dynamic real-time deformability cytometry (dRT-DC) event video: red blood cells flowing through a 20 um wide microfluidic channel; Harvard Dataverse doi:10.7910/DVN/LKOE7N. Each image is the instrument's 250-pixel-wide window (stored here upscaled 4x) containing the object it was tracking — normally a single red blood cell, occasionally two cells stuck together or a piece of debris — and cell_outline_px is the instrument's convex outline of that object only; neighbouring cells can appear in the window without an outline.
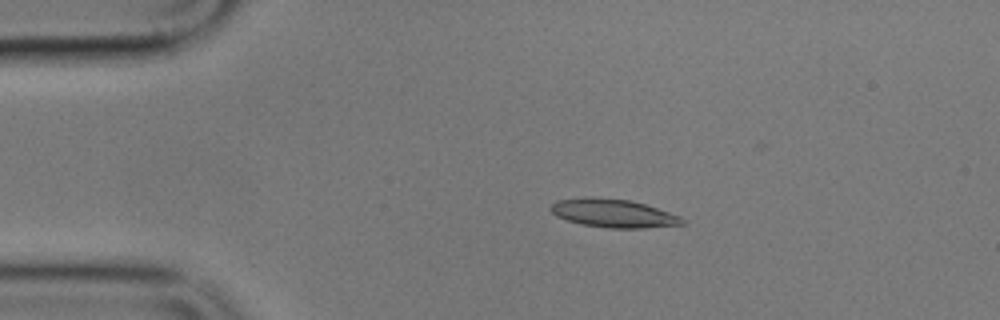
{"species": "common noctule bat (a hibernating species)", "species_latin": "Nyctalus noctula", "temperature_condition": "cold", "stored_images_in_passage": 5, "camera_frame_rate_fps": 3000, "um_per_image_px": 0.085, "animal": {"sex": "male", "body_mass_g": 17.9}, "frame": {"image": 1, "passage_image": 2, "time_ms": 1.0, "image_size_px": [1000, 320], "cell_outline_px": [[688, 224], [644, 228], [608, 228], [580, 224], [556, 216], [548, 208], [556, 200], [588, 196], [632, 200], [680, 216]], "centroid_in_image_um": [52.11, 18.12], "position_along_channel_um": 32.9, "area_um2": 21.91}}
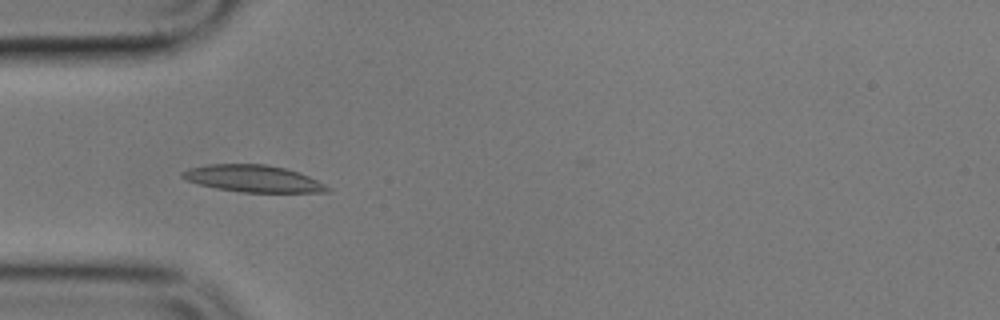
{"frame": {"image": 2, "passage_image": 4, "time_ms": 3.333, "image_size_px": [1000, 320], "cell_outline_px": [[332, 192], [244, 192], [216, 188], [200, 184], [188, 180], [180, 176], [180, 172], [188, 168], [208, 164], [268, 164], [284, 168], [308, 176], [332, 188]], "centroid_in_image_um": [21.51, 15.18], "position_along_channel_um": 63.5, "area_um2": 22.6}}